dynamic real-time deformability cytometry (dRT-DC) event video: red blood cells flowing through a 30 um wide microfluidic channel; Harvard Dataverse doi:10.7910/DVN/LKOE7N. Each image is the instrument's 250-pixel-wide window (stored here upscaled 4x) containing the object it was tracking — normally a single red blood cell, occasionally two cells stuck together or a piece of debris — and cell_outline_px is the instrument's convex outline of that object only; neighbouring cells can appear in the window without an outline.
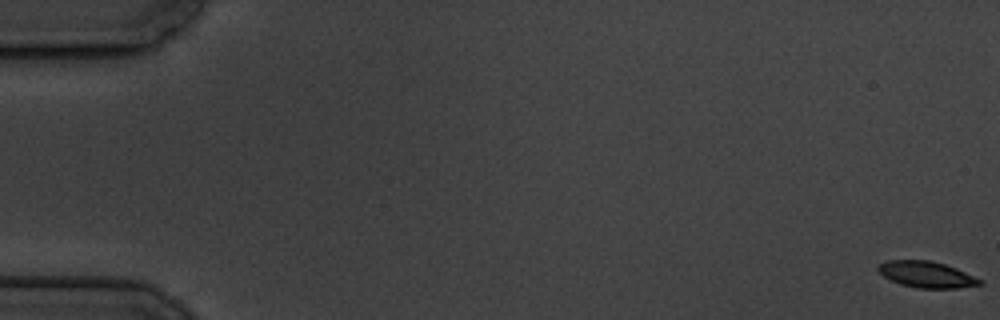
{"species": "common noctule bat (a hibernating species)", "species_latin": "Nyctalus noctula", "temperature_condition": "cold", "stored_images_in_passage": 6, "camera_frame_rate_fps": 3000, "um_per_image_px": 0.085, "animal": {"sex": "male", "body_mass_g": 19.5, "forearm_length_mm": 54.6}, "frame": {"image": 1, "passage_image": 1, "time_ms": 0.0, "image_size_px": [1000, 320], "cell_outline_px": [[984, 284], [956, 288], [916, 288], [900, 284], [884, 276], [876, 268], [880, 264], [888, 260], [928, 260], [944, 264], [956, 268], [984, 280]], "centroid_in_image_um": [78.79, 23.33], "position_along_channel_um": 6.2, "area_um2": 15.49}}
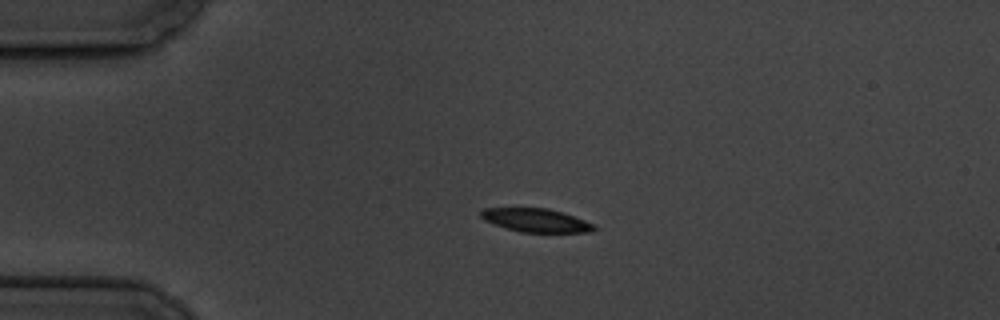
{"frame": {"image": 2, "passage_image": 5, "time_ms": 4.667, "image_size_px": [1000, 320], "cell_outline_px": [[596, 228], [592, 232], [520, 232], [504, 228], [484, 220], [480, 216], [480, 212], [484, 208], [548, 208], [564, 212], [596, 224]], "centroid_in_image_um": [45.58, 18.72], "position_along_channel_um": 39.4, "area_um2": 15.66}}